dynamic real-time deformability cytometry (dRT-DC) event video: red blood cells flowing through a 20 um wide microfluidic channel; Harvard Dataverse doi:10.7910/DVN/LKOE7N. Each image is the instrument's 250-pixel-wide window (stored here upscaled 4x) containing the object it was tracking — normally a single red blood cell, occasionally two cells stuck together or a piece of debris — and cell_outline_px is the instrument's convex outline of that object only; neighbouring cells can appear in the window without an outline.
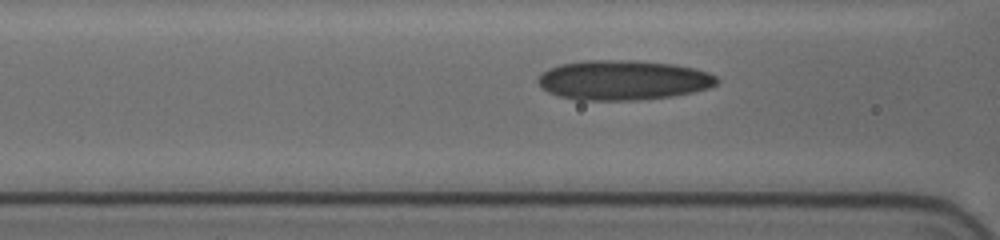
{"species": "human", "species_latin": "Homo sapiens", "temperature_condition": "cold", "stored_images_in_passage": 39, "camera_frame_rate_fps": 3000, "um_per_image_px": 0.085, "donor": {"sex": "female"}, "frame": {"image": 1, "passage_image": 13, "time_ms": 4.0, "image_size_px": [1000, 240], "cell_outline_px": [[720, 80], [716, 84], [708, 88], [692, 92], [672, 96], [636, 100], [576, 100], [560, 96], [548, 92], [536, 80], [548, 68], [560, 64], [584, 60], [636, 60], [676, 64], [708, 72], [716, 76]], "centroid_in_image_um": [52.97, 6.8], "position_along_channel_um": 113.6, "area_um2": 41.5}}
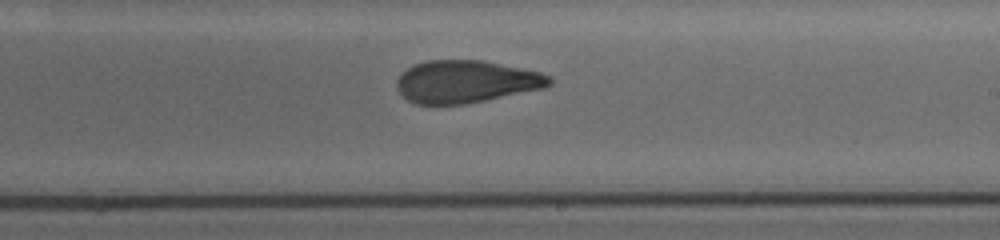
{"frame": {"image": 2, "passage_image": 24, "time_ms": 7.667, "image_size_px": [1000, 240], "cell_outline_px": [[552, 84], [544, 88], [464, 104], [416, 104], [408, 100], [396, 88], [396, 80], [408, 68], [416, 64], [428, 60], [484, 60], [540, 72], [552, 76]], "centroid_in_image_um": [39.63, 6.93], "position_along_channel_um": 249.4, "area_um2": 37.57}}
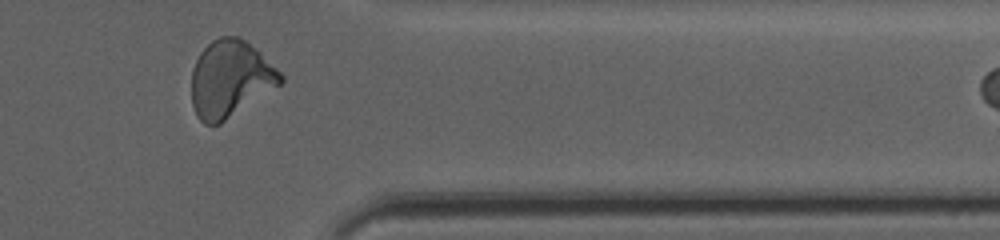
{"frame": {"image": 3, "passage_image": 36, "time_ms": 11.667, "image_size_px": [1000, 240], "cell_outline_px": [[284, 80], [280, 84], [220, 124], [204, 124], [196, 116], [192, 104], [192, 68], [200, 52], [212, 40], [220, 36], [240, 36], [256, 48], [284, 76]], "centroid_in_image_um": [19.55, 6.69], "position_along_channel_um": 391.8, "area_um2": 39.65}}